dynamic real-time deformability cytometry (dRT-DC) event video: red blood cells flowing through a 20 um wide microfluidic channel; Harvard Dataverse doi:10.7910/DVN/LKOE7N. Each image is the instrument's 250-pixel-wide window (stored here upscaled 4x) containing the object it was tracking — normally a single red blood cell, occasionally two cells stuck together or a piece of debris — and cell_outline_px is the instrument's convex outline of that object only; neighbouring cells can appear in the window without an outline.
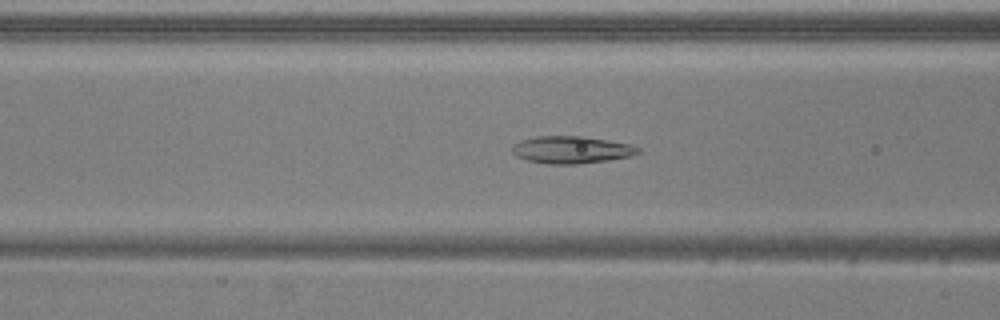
{"species": "common noctule bat (a hibernating species)", "species_latin": "Nyctalus noctula", "temperature_condition": "warm", "stored_images_in_passage": 48, "camera_frame_rate_fps": 3000, "um_per_image_px": 0.085, "animal": {"sex": "male", "body_mass_g": 20.5, "forearm_length_mm": 52.5}, "frame": {"image": 1, "passage_image": 16, "time_ms": 5.0, "image_size_px": [1000, 320], "cell_outline_px": [[640, 152], [628, 156], [608, 160], [576, 164], [552, 164], [528, 160], [516, 156], [512, 152], [512, 144], [520, 140], [536, 136], [584, 136], [608, 140], [628, 144], [640, 148]], "centroid_in_image_um": [48.53, 12.72], "position_along_channel_um": 118.1, "area_um2": 19.88}}
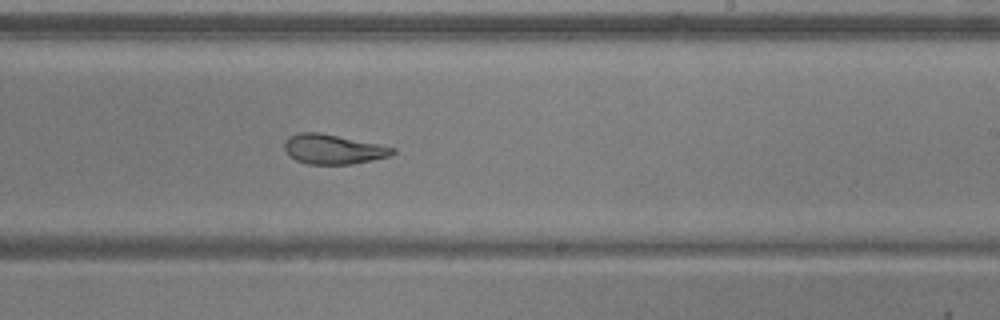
{"frame": {"image": 2, "passage_image": 27, "time_ms": 8.667, "image_size_px": [1000, 320], "cell_outline_px": [[396, 152], [388, 156], [372, 160], [352, 164], [308, 164], [296, 160], [288, 156], [284, 148], [284, 144], [288, 136], [300, 132], [320, 132], [396, 148]], "centroid_in_image_um": [28.28, 12.68], "position_along_channel_um": 260.7, "area_um2": 18.67}}
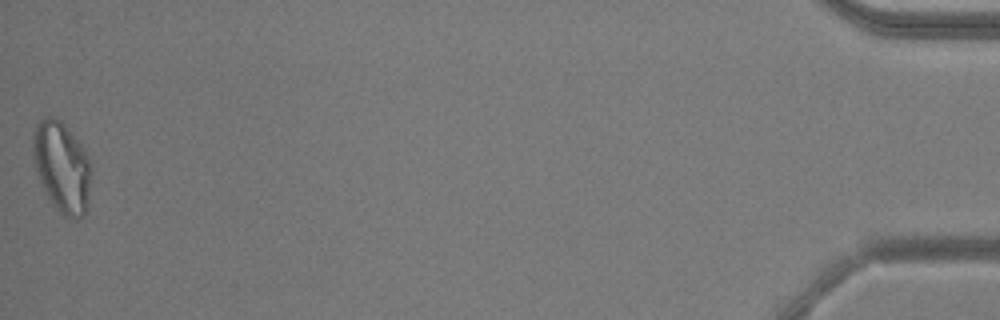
{"frame": {"image": 3, "passage_image": 48, "time_ms": 15.667, "image_size_px": [1000, 320], "cell_outline_px": [[92, 168], [88, 200], [84, 216], [76, 220], [72, 220], [64, 216], [60, 212], [44, 188], [36, 172], [32, 156], [32, 132], [36, 124], [40, 120], [48, 116], [52, 116], [60, 120], [68, 128], [80, 144], [88, 156], [92, 164]], "centroid_in_image_um": [5.26, 14.17], "position_along_channel_um": 429.9, "area_um2": 30.87}, "authors_computed_cell_mechanics": {"area_um2": 22.0507, "velocity_mm_per_s": 3.8905, "shape_relaxation_time_tau1_ms": 6.8915, "shape_relaxation_time_tau2_ms": 1.4885, "deformation_change_tau1": 0.1659, "deformation_change_tau2": 0.0794}}